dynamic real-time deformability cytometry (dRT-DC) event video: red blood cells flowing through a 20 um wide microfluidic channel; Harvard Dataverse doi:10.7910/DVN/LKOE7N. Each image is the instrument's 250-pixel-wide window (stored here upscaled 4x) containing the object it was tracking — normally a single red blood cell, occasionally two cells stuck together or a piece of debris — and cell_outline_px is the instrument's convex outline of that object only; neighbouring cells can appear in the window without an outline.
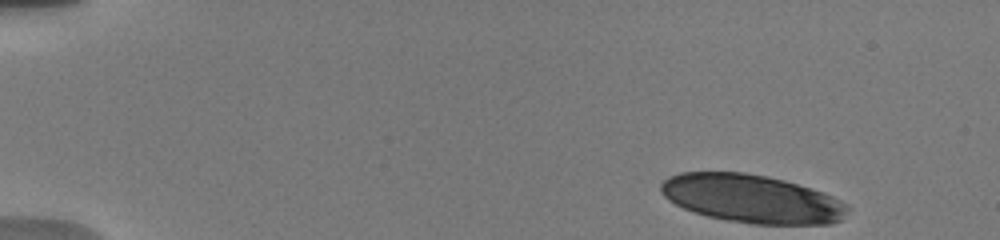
{"species": "human", "species_latin": "Homo sapiens", "temperature_condition": "warm", "stored_images_in_passage": 14, "camera_frame_rate_fps": 3000, "um_per_image_px": 0.085, "donor": {"sex": "male"}, "frame": {"image": 1, "passage_image": 1, "time_ms": 0.0, "image_size_px": [1000, 240], "cell_outline_px": [[852, 208], [840, 220], [832, 224], [752, 224], [728, 220], [708, 216], [684, 208], [668, 200], [660, 192], [660, 184], [668, 176], [680, 172], [744, 172], [768, 176], [784, 180], [812, 188], [824, 192], [848, 204]], "centroid_in_image_um": [63.93, 16.88], "position_along_channel_um": 21.1, "area_um2": 52.77}}